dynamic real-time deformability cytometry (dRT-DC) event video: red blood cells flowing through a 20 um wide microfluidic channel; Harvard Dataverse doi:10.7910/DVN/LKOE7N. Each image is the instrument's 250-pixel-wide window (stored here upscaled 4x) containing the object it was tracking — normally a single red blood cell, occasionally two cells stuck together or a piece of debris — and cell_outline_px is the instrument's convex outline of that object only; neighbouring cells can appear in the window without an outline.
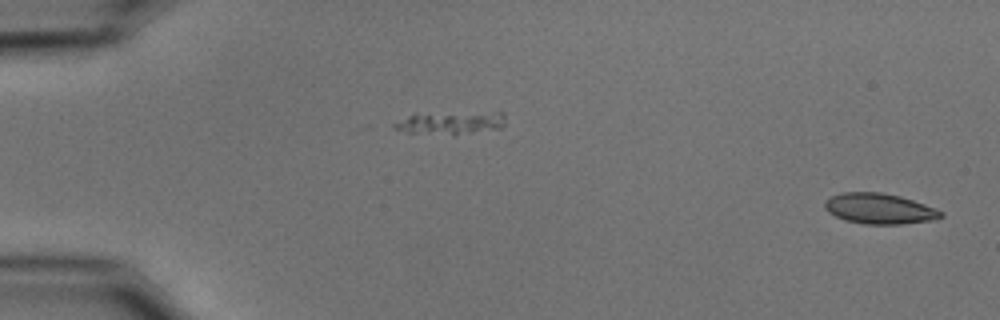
{"species": "common noctule bat (a hibernating species)", "species_latin": "Nyctalus noctula", "temperature_condition": "cold", "stored_images_in_passage": 53, "camera_frame_rate_fps": 3000, "um_per_image_px": 0.085, "animal": {"sex": "male", "body_mass_g": 15.6}, "frame": {"image": 1, "passage_image": 1, "time_ms": 0.0, "image_size_px": [1000, 320], "cell_outline_px": [[944, 216], [936, 220], [900, 224], [864, 224], [844, 220], [828, 212], [824, 208], [824, 200], [832, 196], [844, 192], [880, 192], [900, 196], [924, 204], [944, 212]], "centroid_in_image_um": [74.75, 17.74], "position_along_channel_um": 10.3, "area_um2": 20.75}}
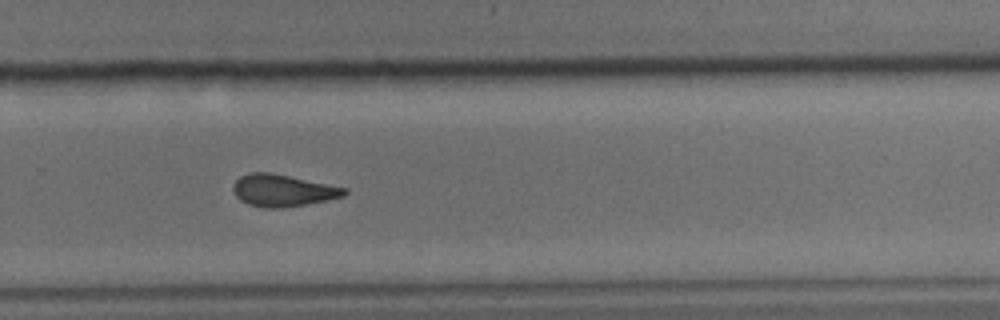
{"frame": {"image": 2, "passage_image": 36, "time_ms": 11.667, "image_size_px": [1000, 320], "cell_outline_px": [[348, 192], [344, 196], [328, 200], [280, 208], [264, 208], [248, 204], [240, 200], [236, 196], [232, 188], [236, 180], [240, 176], [248, 172], [268, 172], [348, 188]], "centroid_in_image_um": [24.02, 16.19], "position_along_channel_um": 305.8, "area_um2": 20.63}}
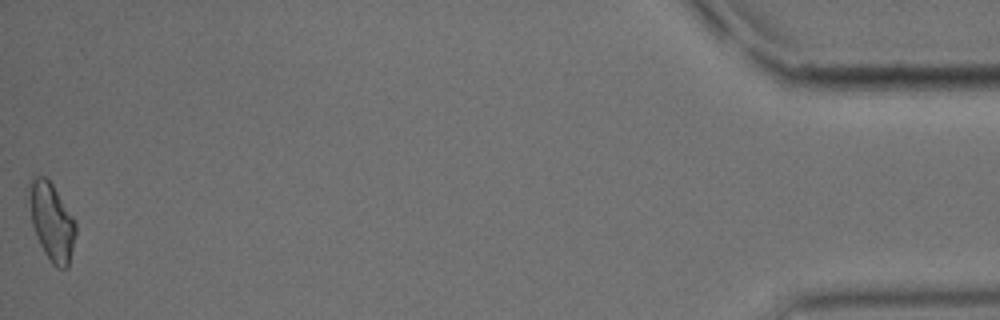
{"frame": {"image": 3, "passage_image": 53, "time_ms": 17.333, "image_size_px": [1000, 320], "cell_outline_px": [[76, 232], [68, 268], [60, 268], [52, 264], [44, 252], [40, 244], [32, 224], [28, 188], [32, 172], [44, 176], [52, 184], [76, 220]], "centroid_in_image_um": [4.39, 18.79], "position_along_channel_um": 430.8, "area_um2": 21.15}, "authors_computed_cell_mechanics": {"area_um2": 20.808, "velocity_mm_per_s": 3.7546, "shape_relaxation_time_tau1_ms": 5.9786, "shape_relaxation_time_tau2_ms": 3.5759, "deformation_change_tau1": 0.1286, "deformation_change_tau2": 0.0926}}